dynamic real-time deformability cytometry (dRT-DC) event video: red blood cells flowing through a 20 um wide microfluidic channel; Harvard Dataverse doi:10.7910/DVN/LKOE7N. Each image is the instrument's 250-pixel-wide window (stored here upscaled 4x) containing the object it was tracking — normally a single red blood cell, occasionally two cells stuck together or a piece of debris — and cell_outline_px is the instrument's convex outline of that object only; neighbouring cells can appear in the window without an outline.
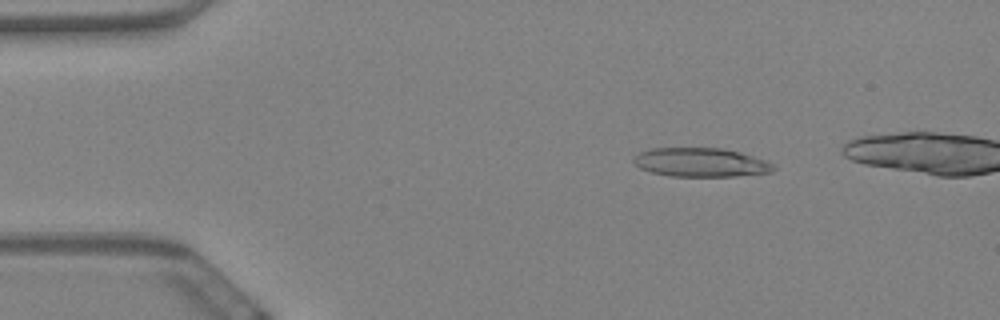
{"species": "Egyptian fruit bat (a non-hibernating species)", "species_latin": "Rousettus aegyptiacus", "temperature_condition": "warm", "stored_images_in_passage": 48, "camera_frame_rate_fps": 3000, "um_per_image_px": 0.085, "animal": {"sex": "female"}, "frame": {"image": 1, "passage_image": 4, "time_ms": 1.0, "image_size_px": [1000, 320], "cell_outline_px": [[776, 168], [772, 172], [732, 176], [672, 176], [652, 172], [640, 168], [632, 160], [640, 152], [652, 148], [720, 148], [740, 152], [764, 160], [772, 164]], "centroid_in_image_um": [59.56, 13.8], "position_along_channel_um": 25.4, "area_um2": 23.24}}
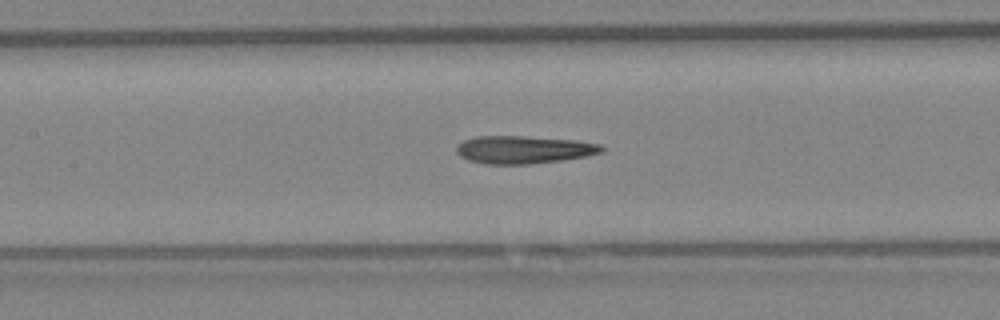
{"frame": {"image": 2, "passage_image": 22, "time_ms": 7.0, "image_size_px": [1000, 320], "cell_outline_px": [[604, 148], [600, 152], [584, 156], [564, 160], [532, 164], [484, 164], [468, 160], [460, 156], [456, 152], [456, 148], [464, 140], [476, 136], [524, 136], [576, 140], [600, 144]], "centroid_in_image_um": [44.49, 12.72], "position_along_channel_um": 162.9, "area_um2": 23.47}}
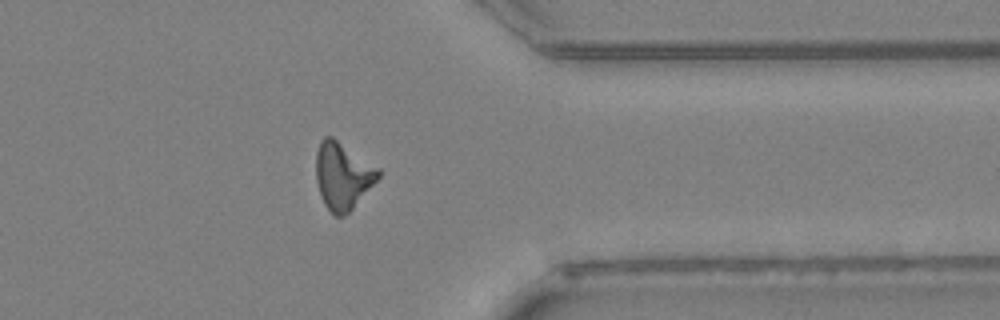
{"frame": {"image": 3, "passage_image": 42, "time_ms": 13.667, "image_size_px": [1000, 320], "cell_outline_px": [[380, 176], [352, 208], [344, 216], [336, 216], [324, 204], [320, 196], [316, 180], [316, 152], [320, 140], [324, 136], [332, 136], [380, 168]], "centroid_in_image_um": [29.11, 14.91], "position_along_channel_um": 382.3, "area_um2": 24.22}, "authors_computed_cell_mechanics": {"area_um2": 23.3512, "velocity_mm_per_s": 3.4392, "shape_relaxation_time_tau1_ms": null, "shape_relaxation_time_tau2_ms": 6.5655, "deformation_change_tau1": null, "deformation_change_tau2": 0.2077}}